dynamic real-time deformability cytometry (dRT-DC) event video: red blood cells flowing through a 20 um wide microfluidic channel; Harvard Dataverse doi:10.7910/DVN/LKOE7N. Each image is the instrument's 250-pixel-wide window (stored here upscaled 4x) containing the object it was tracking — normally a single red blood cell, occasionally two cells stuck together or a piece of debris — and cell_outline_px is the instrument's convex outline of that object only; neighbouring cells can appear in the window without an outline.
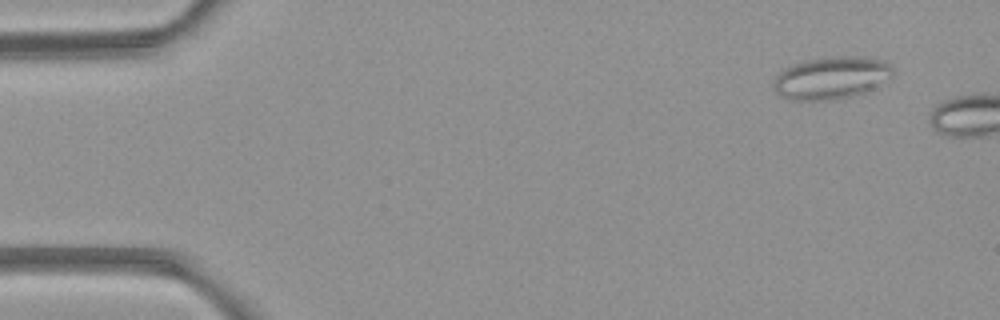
{"species": "common noctule bat (a hibernating species)", "species_latin": "Nyctalus noctula", "temperature_condition": "room temperature", "stored_images_in_passage": 2, "camera_frame_rate_fps": 3000, "um_per_image_px": 0.085, "animal": {"sex": "female", "body_mass_g": 21.9}, "frame": {"image": 1, "passage_image": 1, "time_ms": 0.0, "image_size_px": [1000, 320], "cell_outline_px": [[892, 76], [872, 88], [864, 92], [852, 96], [832, 100], [788, 100], [780, 96], [776, 92], [772, 84], [776, 76], [784, 68], [808, 60], [840, 56], [868, 56], [880, 60], [888, 64], [892, 68]], "centroid_in_image_um": [70.63, 6.63], "position_along_channel_um": 14.4, "area_um2": 29.25}}